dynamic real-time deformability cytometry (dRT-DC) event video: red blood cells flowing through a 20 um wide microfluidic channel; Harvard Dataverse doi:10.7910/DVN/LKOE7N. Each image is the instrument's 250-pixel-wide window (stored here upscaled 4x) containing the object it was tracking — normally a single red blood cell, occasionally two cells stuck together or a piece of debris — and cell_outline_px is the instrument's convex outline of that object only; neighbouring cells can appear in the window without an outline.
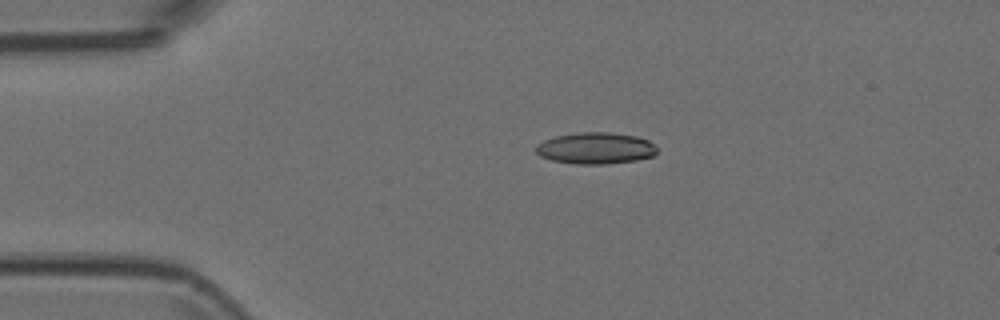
{"species": "Egyptian fruit bat (a non-hibernating species)", "species_latin": "Rousettus aegyptiacus", "temperature_condition": "room temperature", "stored_images_in_passage": 5, "segment_of_instrument_passage": [1, 2], "camera_frame_rate_fps": 3000, "um_per_image_px": 0.085, "animal": {"sex": "female"}, "frame": {"image": 1, "passage_image": 3, "time_ms": 0.667, "image_size_px": [1000, 320], "cell_outline_px": [[656, 152], [652, 156], [636, 160], [604, 164], [576, 164], [552, 160], [540, 156], [536, 152], [536, 144], [544, 140], [556, 136], [580, 132], [612, 132], [636, 136], [648, 140], [656, 148]], "centroid_in_image_um": [50.6, 12.59], "position_along_channel_um": 34.4, "area_um2": 22.14}}